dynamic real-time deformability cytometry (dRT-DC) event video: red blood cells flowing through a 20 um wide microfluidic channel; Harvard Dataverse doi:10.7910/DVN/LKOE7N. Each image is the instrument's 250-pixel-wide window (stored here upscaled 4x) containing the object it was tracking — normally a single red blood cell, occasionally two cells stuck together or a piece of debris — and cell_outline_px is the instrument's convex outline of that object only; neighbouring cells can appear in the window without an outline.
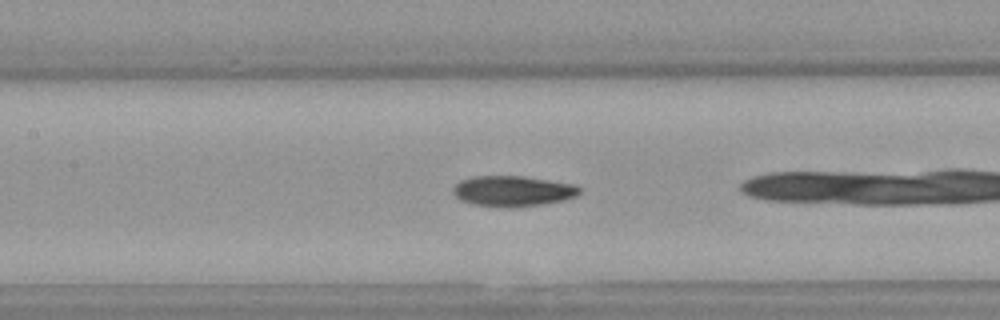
{"species": "Egyptian fruit bat (a non-hibernating species)", "species_latin": "Rousettus aegyptiacus", "temperature_condition": "warm", "stored_images_in_passage": 37, "camera_frame_rate_fps": 3000, "um_per_image_px": 0.085, "animal": {"sex": "female"}, "frame": {"image": 1, "passage_image": 21, "time_ms": 6.667, "image_size_px": [1000, 320], "cell_outline_px": [[584, 188], [576, 196], [564, 200], [540, 204], [508, 208], [496, 208], [472, 204], [460, 200], [452, 192], [452, 188], [460, 180], [472, 176], [524, 176], [576, 184]], "centroid_in_image_um": [43.59, 16.24], "position_along_channel_um": 163.8, "area_um2": 22.95}}
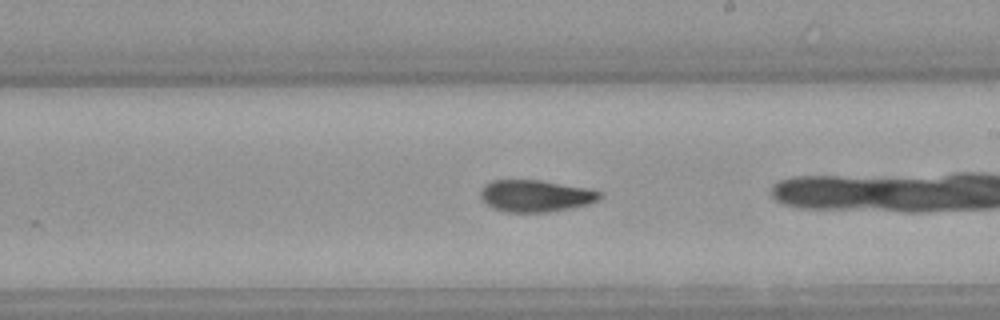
{"frame": {"image": 2, "passage_image": 27, "time_ms": 8.667, "image_size_px": [1000, 320], "cell_outline_px": [[604, 196], [600, 200], [588, 204], [572, 208], [548, 212], [504, 212], [492, 208], [480, 196], [480, 192], [484, 184], [492, 180], [540, 180], [588, 188], [600, 192]], "centroid_in_image_um": [45.55, 16.65], "position_along_channel_um": 243.5, "area_um2": 22.31}}